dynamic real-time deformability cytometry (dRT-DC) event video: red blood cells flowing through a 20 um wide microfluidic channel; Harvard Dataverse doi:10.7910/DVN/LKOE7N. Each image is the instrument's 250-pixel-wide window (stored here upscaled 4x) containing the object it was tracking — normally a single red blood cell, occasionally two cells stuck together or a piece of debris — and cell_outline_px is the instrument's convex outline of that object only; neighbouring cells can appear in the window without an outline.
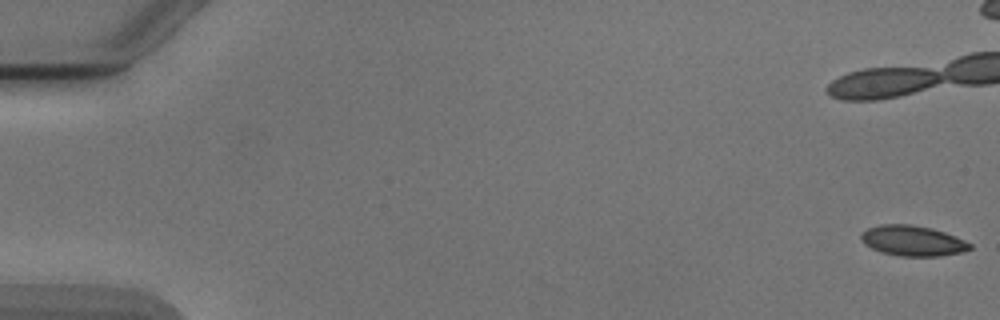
{"species": "Egyptian fruit bat (a non-hibernating species)", "species_latin": "Rousettus aegyptiacus", "temperature_condition": "cold", "stored_images_in_passage": 17, "camera_frame_rate_fps": 3000, "um_per_image_px": 0.085, "animal": {"sex": "male"}, "frame": {"image": 1, "passage_image": 1, "time_ms": 0.0, "image_size_px": [1000, 320], "cell_outline_px": [[972, 248], [960, 252], [936, 256], [900, 256], [880, 252], [864, 244], [860, 236], [868, 228], [880, 224], [908, 224], [932, 228], [956, 236], [972, 244]], "centroid_in_image_um": [77.57, 20.46], "position_along_channel_um": 7.4, "area_um2": 19.13}}